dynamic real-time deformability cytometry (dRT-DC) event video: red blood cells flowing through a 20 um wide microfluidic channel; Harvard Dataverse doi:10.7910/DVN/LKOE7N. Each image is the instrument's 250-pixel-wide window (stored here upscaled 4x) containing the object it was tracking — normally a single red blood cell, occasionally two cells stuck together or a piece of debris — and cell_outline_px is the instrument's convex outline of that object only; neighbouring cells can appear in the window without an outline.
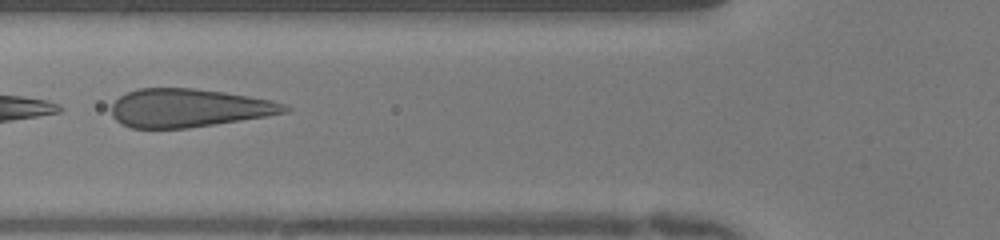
{"species": "human", "species_latin": "Homo sapiens", "temperature_condition": "warm", "stored_images_in_passage": 11, "camera_frame_rate_fps": 3000, "um_per_image_px": 0.085, "donor": {"sex": "female"}, "frame": {"image": 1, "passage_image": 5, "time_ms": 1.333, "image_size_px": [1000, 240], "cell_outline_px": [[292, 108], [288, 112], [240, 120], [188, 128], [132, 128], [116, 120], [112, 116], [112, 104], [120, 96], [136, 88], [192, 88], [224, 92], [272, 100], [284, 104]], "centroid_in_image_um": [16.03, 9.17], "position_along_channel_um": 109.8, "area_um2": 38.44}}
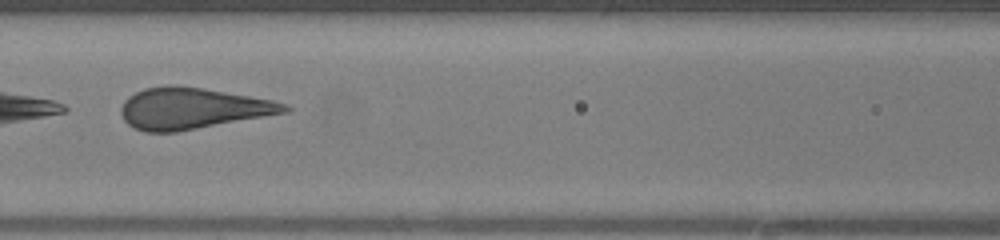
{"frame": {"image": 2, "passage_image": 8, "time_ms": 2.333, "image_size_px": [1000, 240], "cell_outline_px": [[292, 108], [288, 112], [176, 132], [144, 132], [128, 124], [124, 120], [120, 112], [120, 108], [124, 100], [128, 96], [144, 88], [168, 84], [176, 84], [272, 100], [284, 104]], "centroid_in_image_um": [16.29, 9.21], "position_along_channel_um": 150.3, "area_um2": 39.07}}